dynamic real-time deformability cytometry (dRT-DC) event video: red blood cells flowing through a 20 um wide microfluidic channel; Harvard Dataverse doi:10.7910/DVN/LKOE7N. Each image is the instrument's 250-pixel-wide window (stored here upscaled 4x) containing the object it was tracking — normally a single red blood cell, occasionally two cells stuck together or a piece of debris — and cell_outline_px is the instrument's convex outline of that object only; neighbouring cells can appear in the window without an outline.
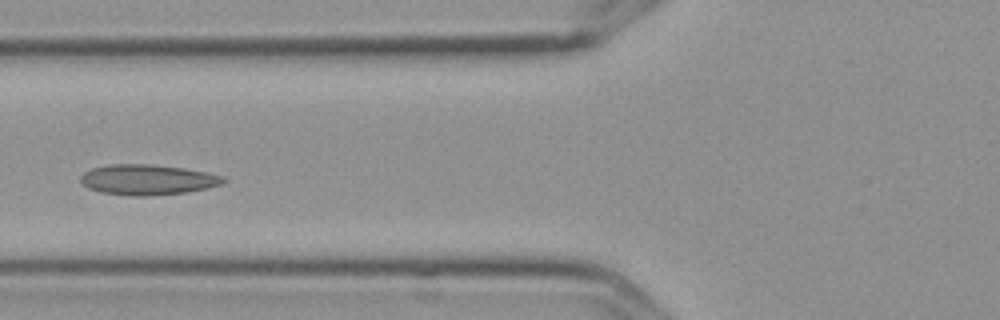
{"species": "Egyptian fruit bat (a non-hibernating species)", "species_latin": "Rousettus aegyptiacus", "temperature_condition": "cold", "stored_images_in_passage": 6, "camera_frame_rate_fps": 3000, "um_per_image_px": 0.085, "frame": {"image": 1, "passage_image": 5, "time_ms": 1.333, "image_size_px": [1000, 320], "cell_outline_px": [[228, 180], [224, 184], [208, 188], [184, 192], [148, 196], [132, 196], [100, 192], [88, 188], [80, 180], [80, 176], [84, 172], [92, 168], [108, 164], [152, 164], [184, 168], [224, 176]], "centroid_in_image_um": [12.55, 15.27], "position_along_channel_um": 113.2, "area_um2": 25.37}}
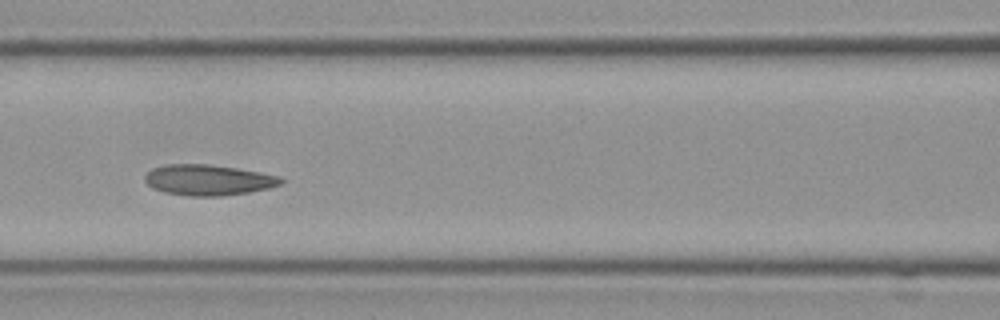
{"frame": {"image": 2, "passage_image": 6, "time_ms": 1.667, "image_size_px": [1000, 320], "cell_outline_px": [[284, 180], [280, 184], [268, 188], [248, 192], [220, 196], [188, 196], [164, 192], [152, 188], [144, 180], [144, 176], [152, 168], [164, 164], [208, 164], [236, 168], [260, 172], [280, 176]], "centroid_in_image_um": [17.67, 15.29], "position_along_channel_um": 148.9, "area_um2": 24.33}}